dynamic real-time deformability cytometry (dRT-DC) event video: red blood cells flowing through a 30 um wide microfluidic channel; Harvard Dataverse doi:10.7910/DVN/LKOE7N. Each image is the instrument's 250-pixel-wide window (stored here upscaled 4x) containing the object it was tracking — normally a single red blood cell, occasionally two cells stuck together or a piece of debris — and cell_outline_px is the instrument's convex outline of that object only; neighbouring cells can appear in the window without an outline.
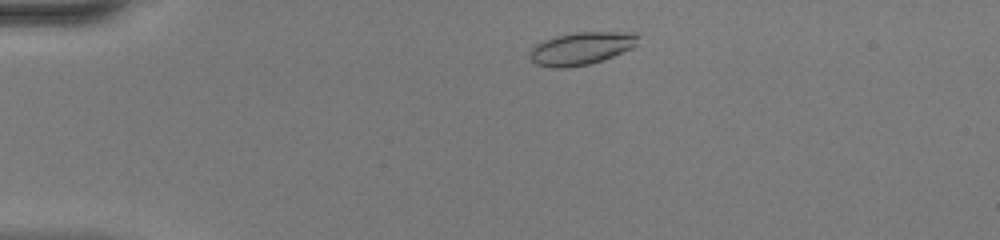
{"species": "common noctule bat (a hibernating species)", "species_latin": "Nyctalus noctula", "temperature_condition": "warm", "stored_images_in_passage": 43, "camera_frame_rate_fps": 3000, "um_per_image_px": 0.085, "animal": {"sex": "female", "body_mass_g": 20.0, "forearm_length_mm": 54.0}, "frame": {"image": 1, "passage_image": 4, "time_ms": 1.0, "image_size_px": [1000, 240], "cell_outline_px": [[640, 36], [636, 44], [632, 48], [624, 52], [592, 64], [568, 68], [552, 68], [536, 64], [528, 56], [532, 48], [536, 44], [544, 40], [556, 36], [576, 32], [636, 32]], "centroid_in_image_um": [49.43, 4.12], "position_along_channel_um": 35.6, "area_um2": 20.87}}
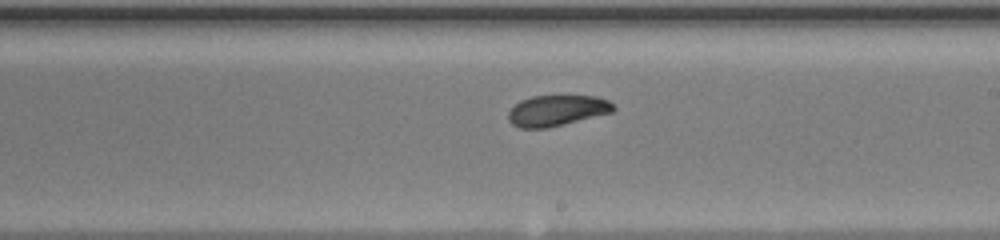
{"frame": {"image": 2, "passage_image": 23, "time_ms": 7.333, "image_size_px": [1000, 240], "cell_outline_px": [[616, 108], [612, 112], [564, 124], [544, 128], [520, 128], [512, 124], [508, 120], [508, 112], [520, 100], [532, 96], [596, 96], [608, 100]], "centroid_in_image_um": [47.32, 9.39], "position_along_channel_um": 241.7, "area_um2": 18.73}}
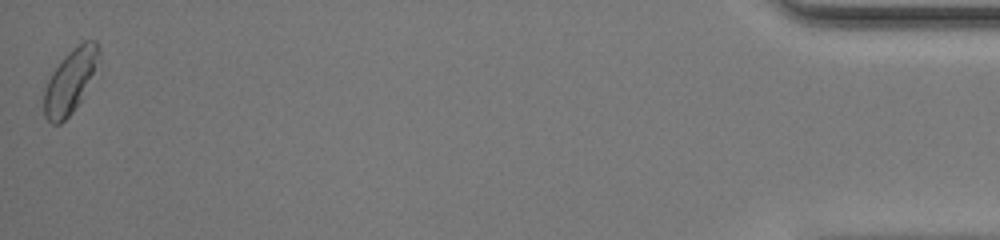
{"frame": {"image": 3, "passage_image": 43, "time_ms": 14.0, "image_size_px": [1000, 240], "cell_outline_px": [[100, 56], [80, 100], [72, 112], [60, 124], [52, 124], [44, 116], [44, 92], [48, 80], [52, 72], [64, 56], [72, 48], [84, 40], [96, 40], [100, 48]], "centroid_in_image_um": [5.95, 6.87], "position_along_channel_um": 429.3, "area_um2": 19.94}, "authors_computed_cell_mechanics": {"area_um2": 19.7676, "velocity_mm_per_s": 4.1286, "shape_relaxation_time_tau1_ms": 2.3976, "shape_relaxation_time_tau2_ms": 2.2846, "deformation_change_tau1": 0.121, "deformation_change_tau2": 0.0755}}